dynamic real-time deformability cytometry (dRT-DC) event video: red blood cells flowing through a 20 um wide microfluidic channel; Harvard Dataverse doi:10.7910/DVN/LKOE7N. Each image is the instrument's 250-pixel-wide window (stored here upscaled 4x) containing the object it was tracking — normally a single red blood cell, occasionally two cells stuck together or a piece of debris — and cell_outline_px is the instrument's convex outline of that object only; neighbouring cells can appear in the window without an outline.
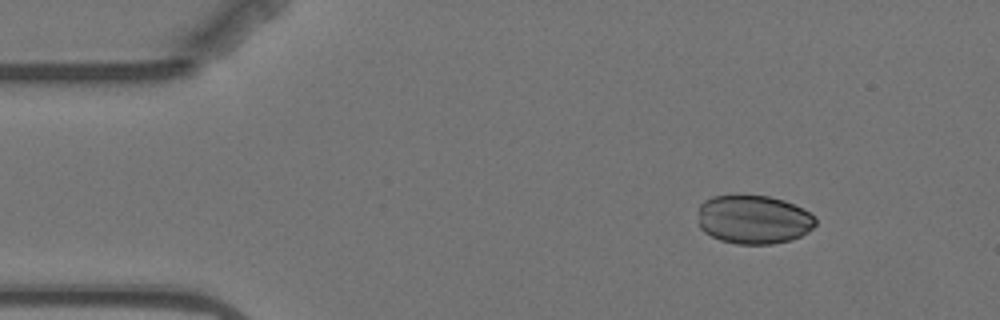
{"species": "Egyptian fruit bat (a non-hibernating species)", "species_latin": "Rousettus aegyptiacus", "temperature_condition": "warm", "stored_images_in_passage": 3, "camera_frame_rate_fps": 3000, "um_per_image_px": 0.085, "animal": {"sex": "female"}, "frame": {"image": 1, "passage_image": 1, "time_ms": 0.0, "image_size_px": [1000, 320], "cell_outline_px": [[816, 224], [808, 232], [792, 240], [772, 244], [736, 244], [720, 240], [704, 232], [700, 228], [700, 204], [704, 200], [712, 196], [768, 196], [784, 200], [816, 216]], "centroid_in_image_um": [64.07, 18.67], "position_along_channel_um": 20.9, "area_um2": 33.23}}